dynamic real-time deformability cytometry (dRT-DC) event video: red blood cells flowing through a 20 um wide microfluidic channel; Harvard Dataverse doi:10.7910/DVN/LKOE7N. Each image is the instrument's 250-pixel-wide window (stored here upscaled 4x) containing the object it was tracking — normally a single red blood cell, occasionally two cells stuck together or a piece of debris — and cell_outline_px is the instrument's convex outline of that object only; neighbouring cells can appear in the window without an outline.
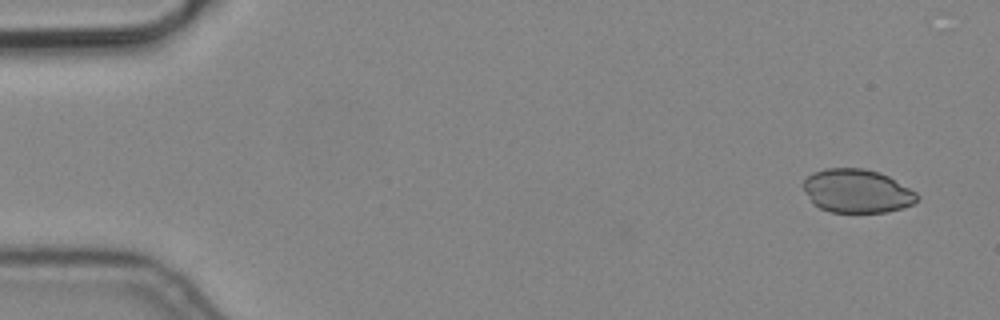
{"species": "common noctule bat (a hibernating species)", "species_latin": "Nyctalus noctula", "temperature_condition": "cold", "stored_images_in_passage": 5, "camera_frame_rate_fps": 3000, "um_per_image_px": 0.085, "animal": {"sex": "male", "body_mass_g": 19.2, "forearm_length_mm": 51.8}, "frame": {"image": 1, "passage_image": 1, "time_ms": 0.0, "image_size_px": [1000, 320], "cell_outline_px": [[920, 196], [912, 204], [904, 208], [888, 212], [828, 212], [812, 204], [800, 184], [808, 176], [824, 168], [864, 168], [880, 172], [888, 176], [916, 192]], "centroid_in_image_um": [72.82, 16.24], "position_along_channel_um": 12.2, "area_um2": 29.13}}